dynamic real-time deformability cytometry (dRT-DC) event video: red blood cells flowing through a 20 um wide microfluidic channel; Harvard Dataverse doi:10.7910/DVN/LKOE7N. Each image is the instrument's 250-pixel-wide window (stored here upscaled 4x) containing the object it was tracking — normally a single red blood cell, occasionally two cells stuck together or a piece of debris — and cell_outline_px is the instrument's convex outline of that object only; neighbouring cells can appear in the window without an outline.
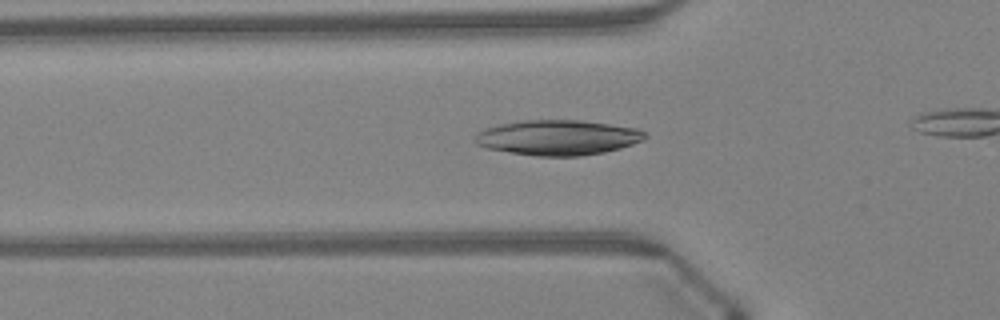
{"species": "Egyptian fruit bat (a non-hibernating species)", "species_latin": "Rousettus aegyptiacus", "temperature_condition": "warm", "stored_images_in_passage": 38, "camera_frame_rate_fps": 3000, "um_per_image_px": 0.085, "animal": {"sex": "female"}, "frame": {"image": 1, "passage_image": 16, "time_ms": 5.0, "image_size_px": [1000, 320], "cell_outline_px": [[648, 136], [632, 144], [620, 148], [604, 152], [580, 156], [536, 156], [488, 148], [476, 144], [472, 140], [472, 136], [476, 132], [500, 124], [524, 120], [584, 120], [636, 128], [648, 132]], "centroid_in_image_um": [47.41, 11.68], "position_along_channel_um": 78.4, "area_um2": 34.85}}
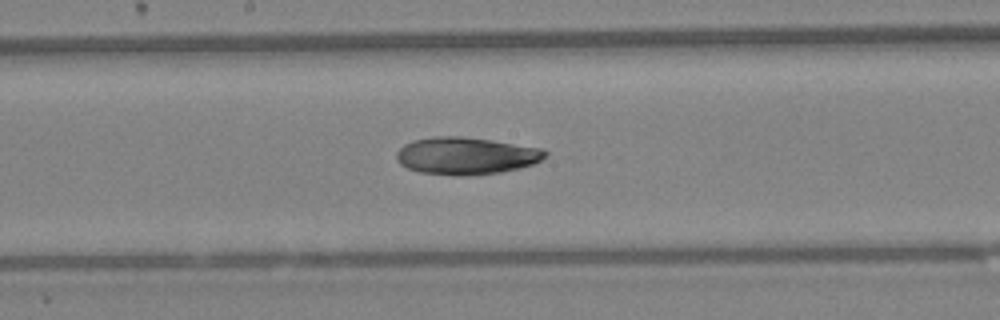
{"frame": {"image": 2, "passage_image": 25, "time_ms": 8.0, "image_size_px": [1000, 320], "cell_outline_px": [[548, 156], [532, 164], [520, 168], [500, 172], [420, 172], [408, 168], [400, 164], [396, 160], [396, 152], [404, 144], [412, 140], [432, 136], [460, 136], [492, 140], [544, 148], [548, 152]], "centroid_in_image_um": [39.64, 13.17], "position_along_channel_um": 208.6, "area_um2": 31.33}}
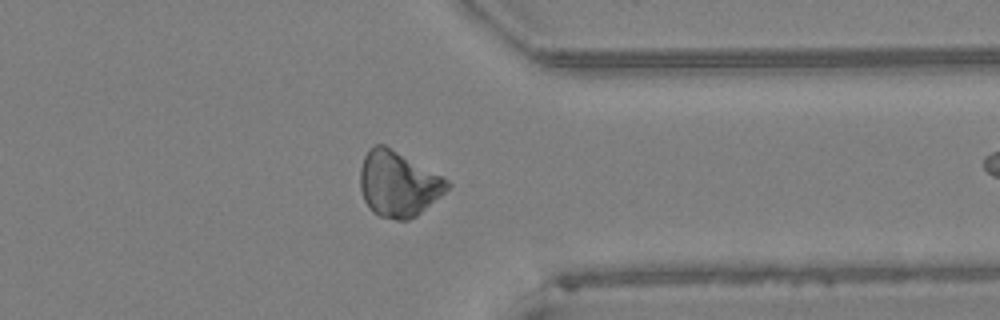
{"frame": {"image": 3, "passage_image": 37, "time_ms": 12.0, "image_size_px": [1000, 320], "cell_outline_px": [[452, 184], [440, 196], [416, 216], [408, 220], [396, 220], [380, 216], [372, 212], [368, 208], [364, 200], [360, 188], [360, 168], [364, 156], [368, 148], [376, 144], [384, 144], [448, 180]], "centroid_in_image_um": [33.81, 15.64], "position_along_channel_um": 377.6, "area_um2": 33.0}}